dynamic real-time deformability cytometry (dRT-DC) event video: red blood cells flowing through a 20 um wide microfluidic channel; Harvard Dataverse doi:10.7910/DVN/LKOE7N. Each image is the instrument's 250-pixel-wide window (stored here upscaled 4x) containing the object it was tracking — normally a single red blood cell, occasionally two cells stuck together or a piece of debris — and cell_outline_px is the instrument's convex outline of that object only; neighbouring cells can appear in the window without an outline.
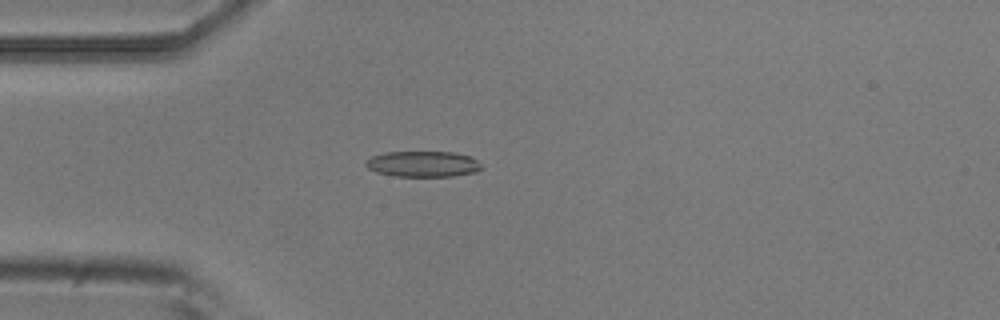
{"species": "common noctule bat (a hibernating species)", "species_latin": "Nyctalus noctula", "temperature_condition": "room temperature", "stored_images_in_passage": 3, "camera_frame_rate_fps": 3000, "um_per_image_px": 0.085, "animal": {"sex": "male", "body_mass_g": 20.5, "forearm_length_mm": 52.5}, "frame": {"image": 1, "passage_image": 3, "time_ms": 0.667, "image_size_px": [1000, 320], "cell_outline_px": [[484, 168], [476, 172], [452, 176], [396, 176], [376, 172], [368, 168], [364, 164], [372, 156], [384, 152], [452, 152], [468, 156], [476, 160]], "centroid_in_image_um": [35.95, 13.94], "position_along_channel_um": 49.0, "area_um2": 17.28}}